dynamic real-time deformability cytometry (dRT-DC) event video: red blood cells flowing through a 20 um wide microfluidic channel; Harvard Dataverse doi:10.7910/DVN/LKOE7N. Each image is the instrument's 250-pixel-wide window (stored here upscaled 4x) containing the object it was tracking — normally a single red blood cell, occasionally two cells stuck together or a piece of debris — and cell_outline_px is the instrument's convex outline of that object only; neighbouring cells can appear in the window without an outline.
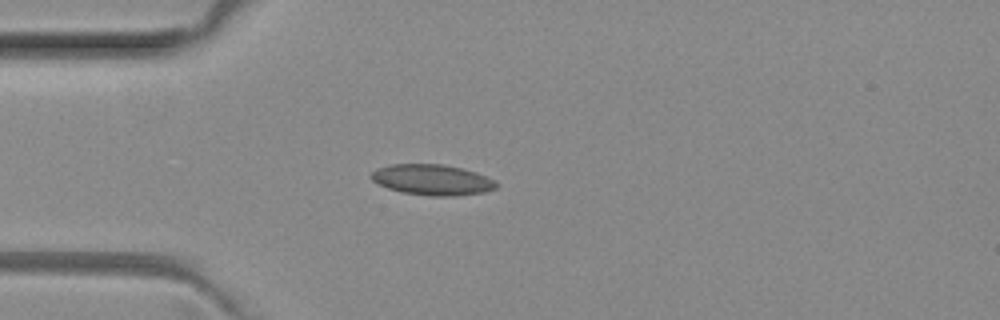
{"species": "common noctule bat (a hibernating species)", "species_latin": "Nyctalus noctula", "temperature_condition": "room temperature", "stored_images_in_passage": 4, "camera_frame_rate_fps": 3000, "um_per_image_px": 0.085, "animal": {"sex": "female", "body_mass_g": 29.2, "forearm_length_mm": 56.3}, "frame": {"image": 1, "passage_image": 3, "time_ms": 0.667, "image_size_px": [1000, 320], "cell_outline_px": [[496, 188], [484, 192], [456, 196], [428, 196], [404, 192], [388, 188], [372, 180], [368, 176], [376, 168], [392, 164], [444, 164], [476, 172], [496, 180]], "centroid_in_image_um": [36.73, 15.28], "position_along_channel_um": 48.3, "area_um2": 22.37}}